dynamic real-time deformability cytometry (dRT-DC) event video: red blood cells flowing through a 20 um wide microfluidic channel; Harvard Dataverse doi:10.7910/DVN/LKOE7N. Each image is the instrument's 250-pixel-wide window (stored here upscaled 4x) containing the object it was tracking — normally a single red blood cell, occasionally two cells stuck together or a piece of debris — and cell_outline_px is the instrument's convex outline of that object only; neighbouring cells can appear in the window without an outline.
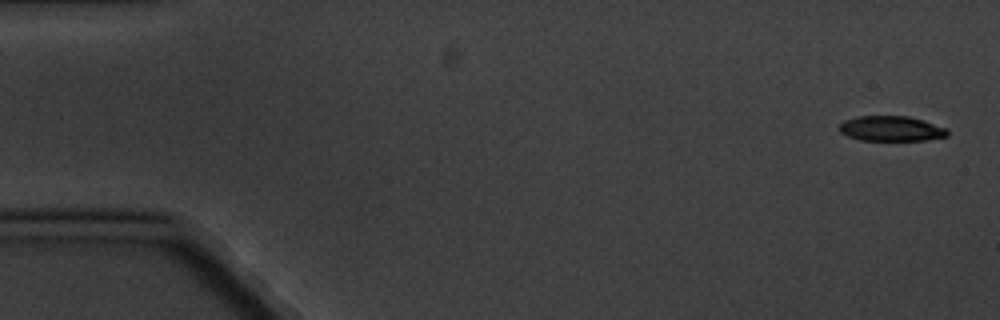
{"species": "common noctule bat (a hibernating species)", "species_latin": "Nyctalus noctula", "temperature_condition": "cold", "stored_images_in_passage": 5, "camera_frame_rate_fps": 3000, "um_per_image_px": 0.085, "animal": {"sex": "male", "body_mass_g": 20.1, "forearm_length_mm": 53.5}, "frame": {"image": 1, "passage_image": 1, "time_ms": 0.0, "image_size_px": [1000, 320], "cell_outline_px": [[948, 136], [924, 140], [860, 140], [848, 136], [840, 132], [836, 128], [844, 120], [856, 116], [908, 116], [924, 120], [948, 128]], "centroid_in_image_um": [75.74, 10.92], "position_along_channel_um": 9.3, "area_um2": 16.01}}
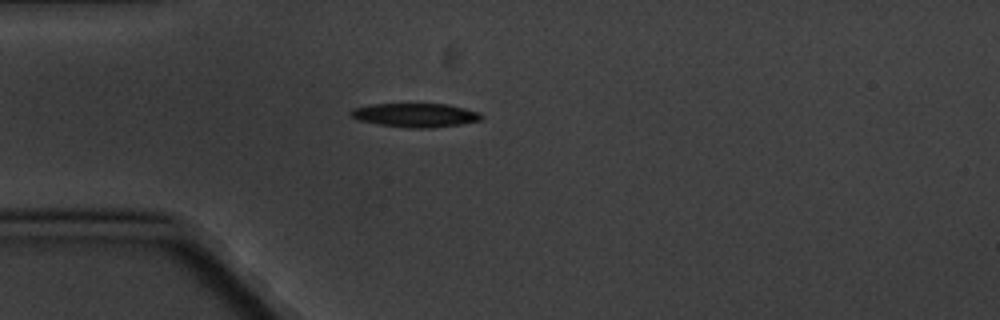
{"frame": {"image": 2, "passage_image": 5, "time_ms": 4.667, "image_size_px": [1000, 320], "cell_outline_px": [[484, 116], [480, 120], [460, 124], [432, 128], [408, 128], [380, 124], [356, 120], [348, 112], [352, 108], [372, 104], [448, 104], [480, 112]], "centroid_in_image_um": [35.29, 9.78], "position_along_channel_um": 49.7, "area_um2": 18.21}}